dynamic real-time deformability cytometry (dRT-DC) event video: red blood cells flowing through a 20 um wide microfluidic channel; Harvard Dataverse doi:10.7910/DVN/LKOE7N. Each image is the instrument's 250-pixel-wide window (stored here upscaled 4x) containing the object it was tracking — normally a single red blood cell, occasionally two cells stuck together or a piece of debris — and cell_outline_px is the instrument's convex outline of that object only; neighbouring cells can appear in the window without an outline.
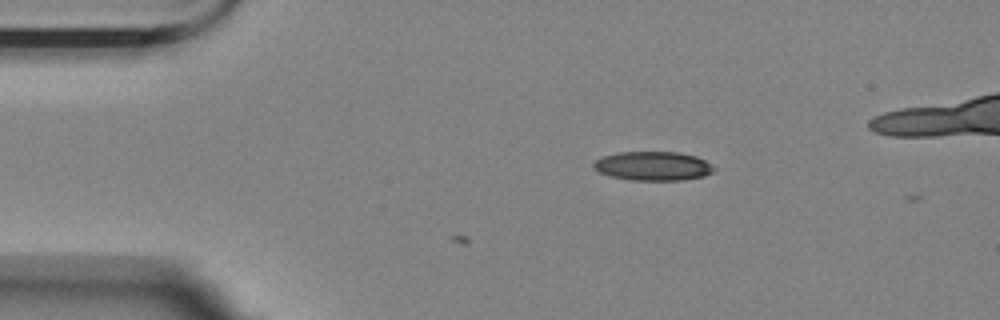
{"species": "Egyptian fruit bat (a non-hibernating species)", "species_latin": "Rousettus aegyptiacus", "temperature_condition": "room temperature", "stored_images_in_passage": 4, "camera_frame_rate_fps": 3000, "um_per_image_px": 0.085, "animal": {"sex": "female"}, "frame": {"image": 1, "passage_image": 4, "time_ms": 1.0, "image_size_px": [1000, 320], "cell_outline_px": [[716, 168], [712, 172], [704, 176], [684, 180], [632, 180], [608, 176], [600, 172], [592, 164], [596, 160], [604, 156], [620, 152], [680, 152], [696, 156], [704, 160]], "centroid_in_image_um": [55.53, 14.11], "position_along_channel_um": 29.5, "area_um2": 20.29}}